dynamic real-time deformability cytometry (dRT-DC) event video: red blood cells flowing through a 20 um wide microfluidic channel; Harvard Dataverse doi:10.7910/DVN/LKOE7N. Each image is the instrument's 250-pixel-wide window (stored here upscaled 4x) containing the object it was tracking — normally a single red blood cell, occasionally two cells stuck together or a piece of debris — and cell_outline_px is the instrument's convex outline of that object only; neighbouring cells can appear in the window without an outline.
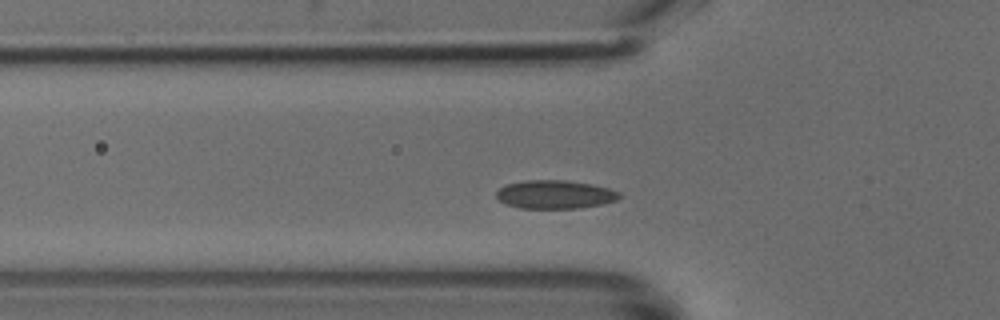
{"species": "common noctule bat (a hibernating species)", "species_latin": "Nyctalus noctula", "temperature_condition": "cold", "stored_images_in_passage": 42, "camera_frame_rate_fps": 3000, "um_per_image_px": 0.085, "animal": {"sex": "male", "body_mass_g": 18.8}, "frame": {"image": 1, "passage_image": 8, "time_ms": 2.333, "image_size_px": [1000, 320], "cell_outline_px": [[620, 196], [616, 200], [600, 204], [576, 208], [520, 208], [508, 204], [500, 200], [496, 196], [496, 192], [504, 184], [524, 180], [564, 180], [592, 184], [608, 188], [620, 192]], "centroid_in_image_um": [47.14, 16.51], "position_along_channel_um": 78.7, "area_um2": 20.23}}
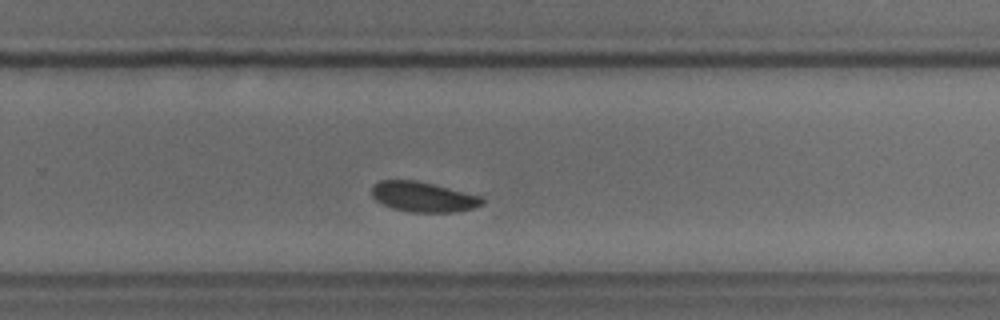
{"frame": {"image": 2, "passage_image": 24, "time_ms": 7.667, "image_size_px": [1000, 320], "cell_outline_px": [[484, 204], [472, 208], [456, 212], [408, 212], [392, 208], [376, 200], [372, 196], [372, 184], [380, 180], [416, 180], [480, 196], [484, 200]], "centroid_in_image_um": [35.94, 16.73], "position_along_channel_um": 293.9, "area_um2": 19.25}}
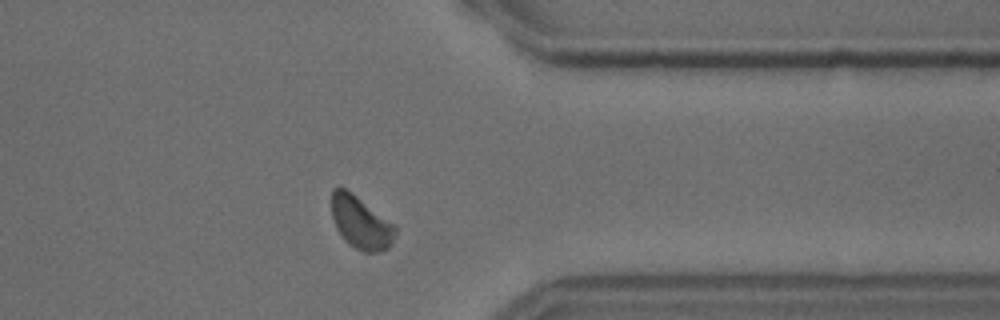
{"frame": {"image": 3, "passage_image": 31, "time_ms": 10.0, "image_size_px": [1000, 320], "cell_outline_px": [[396, 232], [392, 244], [388, 248], [380, 252], [364, 252], [348, 244], [344, 240], [336, 228], [332, 216], [332, 188], [344, 188], [356, 196], [392, 224], [396, 228]], "centroid_in_image_um": [30.65, 18.96], "position_along_channel_um": 380.8, "area_um2": 19.07}}